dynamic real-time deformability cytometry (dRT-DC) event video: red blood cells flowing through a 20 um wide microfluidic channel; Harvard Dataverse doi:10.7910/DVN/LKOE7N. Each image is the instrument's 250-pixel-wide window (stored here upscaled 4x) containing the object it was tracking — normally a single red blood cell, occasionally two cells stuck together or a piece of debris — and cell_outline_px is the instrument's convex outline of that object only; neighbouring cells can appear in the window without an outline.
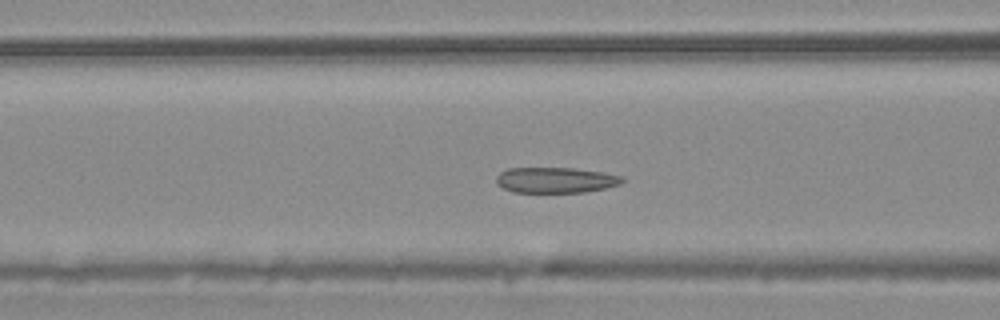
{"species": "common noctule bat (a hibernating species)", "species_latin": "Nyctalus noctula", "temperature_condition": "warm", "stored_images_in_passage": 45, "camera_frame_rate_fps": 3000, "um_per_image_px": 0.085, "animal": {"sex": "male", "body_mass_g": 20.4}, "frame": {"image": 1, "passage_image": 20, "time_ms": 6.333, "image_size_px": [1000, 320], "cell_outline_px": [[624, 180], [620, 184], [604, 188], [584, 192], [512, 192], [496, 184], [496, 176], [500, 172], [508, 168], [572, 168], [600, 172], [620, 176]], "centroid_in_image_um": [47.16, 15.31], "position_along_channel_um": 119.4, "area_um2": 18.61}}
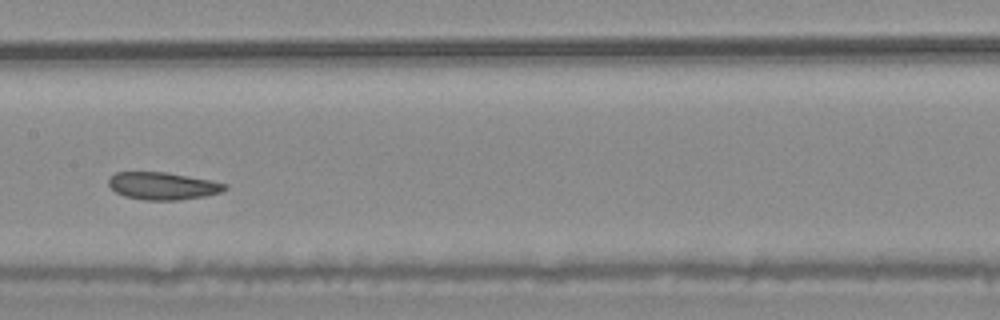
{"frame": {"image": 2, "passage_image": 26, "time_ms": 8.333, "image_size_px": [1000, 320], "cell_outline_px": [[228, 188], [220, 192], [204, 196], [180, 200], [144, 200], [124, 196], [116, 192], [108, 184], [108, 180], [116, 172], [168, 172], [212, 180], [228, 184]], "centroid_in_image_um": [13.86, 15.8], "position_along_channel_um": 193.5, "area_um2": 18.67}}
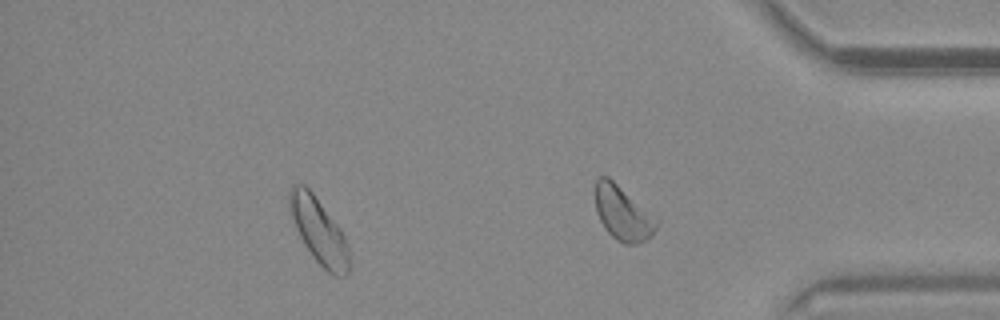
{"frame": {"image": 3, "passage_image": 42, "time_ms": 13.667, "image_size_px": [1000, 320], "cell_outline_px": [[352, 268], [344, 276], [336, 276], [328, 272], [312, 256], [304, 244], [296, 228], [288, 204], [288, 192], [292, 184], [304, 184], [312, 192], [340, 228], [348, 244], [352, 264]], "centroid_in_image_um": [27.13, 19.65], "position_along_channel_um": 408.1, "area_um2": 22.89}, "authors_computed_cell_mechanics": {"area_um2": 21.3282, "velocity_mm_per_s": 3.7121, "shape_relaxation_time_tau1_ms": null, "shape_relaxation_time_tau2_ms": 5.3838, "deformation_change_tau1": null, "deformation_change_tau2": 0.0844}}